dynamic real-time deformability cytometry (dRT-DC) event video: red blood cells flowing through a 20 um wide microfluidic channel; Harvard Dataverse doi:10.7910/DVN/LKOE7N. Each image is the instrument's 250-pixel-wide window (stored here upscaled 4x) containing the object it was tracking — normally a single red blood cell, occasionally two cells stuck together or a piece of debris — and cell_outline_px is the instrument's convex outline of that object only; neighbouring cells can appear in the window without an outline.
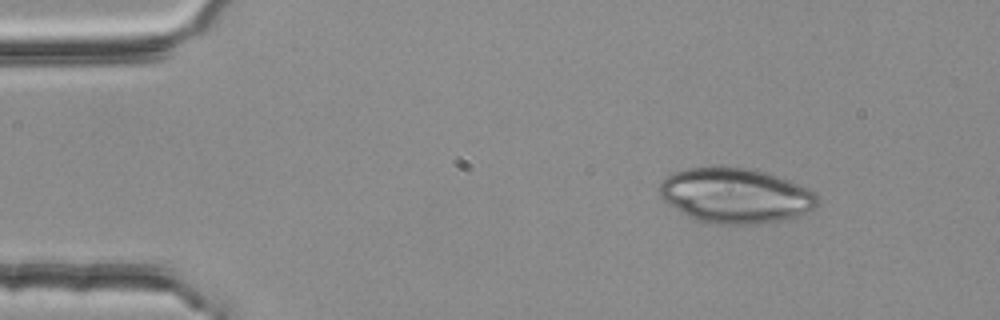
{"species": "common noctule bat (a hibernating species)", "species_latin": "Nyctalus noctula", "temperature_condition": "room temperature", "stored_images_in_passage": 3, "camera_frame_rate_fps": 3000, "um_per_image_px": 0.085, "animal": {"sex": "female", "body_mass_g": 25.1}, "frame": {"image": 1, "passage_image": 1, "time_ms": 0.0, "image_size_px": [1000, 320], "cell_outline_px": [[816, 204], [812, 208], [788, 220], [756, 224], [716, 224], [700, 220], [688, 216], [668, 204], [660, 196], [660, 184], [672, 172], [688, 168], [748, 168], [764, 172], [788, 180], [808, 188], [816, 196]], "centroid_in_image_um": [62.49, 16.64], "position_along_channel_um": 22.5, "area_um2": 49.82}}